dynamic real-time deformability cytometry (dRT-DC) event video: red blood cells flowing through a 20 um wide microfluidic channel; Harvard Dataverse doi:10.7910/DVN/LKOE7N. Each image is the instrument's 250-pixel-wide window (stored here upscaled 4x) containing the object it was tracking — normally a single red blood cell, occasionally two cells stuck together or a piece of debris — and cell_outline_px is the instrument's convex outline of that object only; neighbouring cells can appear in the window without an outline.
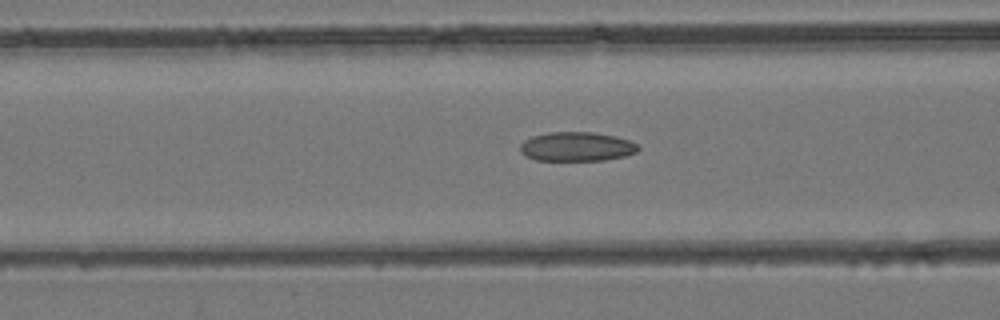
{"species": "common noctule bat (a hibernating species)", "species_latin": "Nyctalus noctula", "temperature_condition": "room temperature", "stored_images_in_passage": 33, "camera_frame_rate_fps": 3000, "um_per_image_px": 0.085, "animal": {"sex": "female", "body_mass_g": 24.6, "forearm_length_mm": 56.2}, "frame": {"image": 1, "passage_image": 6, "time_ms": 1.667, "image_size_px": [1000, 320], "cell_outline_px": [[640, 148], [636, 152], [624, 156], [604, 160], [536, 160], [524, 156], [520, 152], [520, 144], [524, 140], [532, 136], [548, 132], [592, 132], [616, 136], [628, 140], [636, 144]], "centroid_in_image_um": [48.98, 12.46], "position_along_channel_um": 117.6, "area_um2": 20.11}}
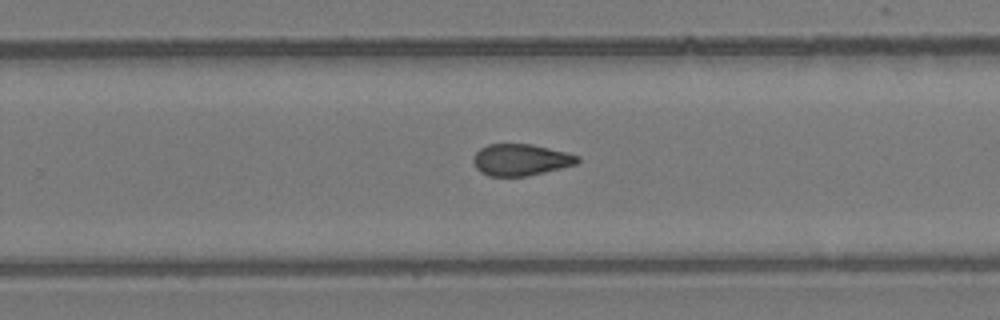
{"frame": {"image": 2, "passage_image": 17, "time_ms": 5.333, "image_size_px": [1000, 320], "cell_outline_px": [[580, 160], [576, 164], [528, 176], [488, 176], [480, 172], [476, 168], [472, 160], [476, 152], [480, 148], [488, 144], [532, 144], [580, 156]], "centroid_in_image_um": [44.23, 13.58], "position_along_channel_um": 285.6, "area_um2": 19.13}}
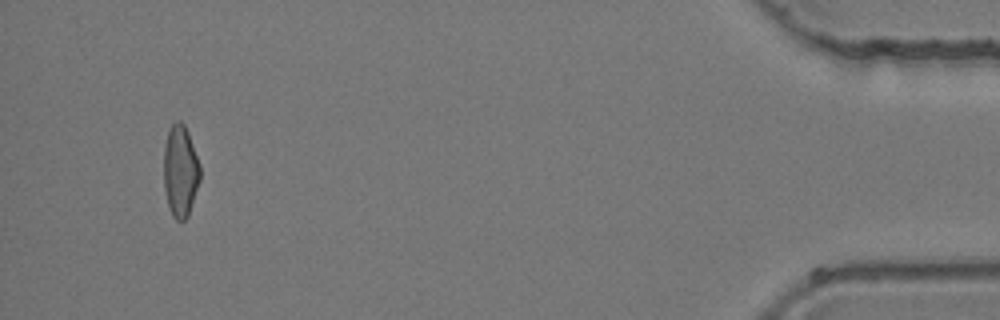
{"frame": {"image": 3, "passage_image": 31, "time_ms": 10.0, "image_size_px": [1000, 320], "cell_outline_px": [[200, 180], [188, 216], [184, 220], [176, 220], [172, 216], [168, 204], [164, 188], [164, 148], [168, 128], [176, 120], [180, 120], [184, 124], [188, 132], [200, 164]], "centroid_in_image_um": [15.33, 14.51], "position_along_channel_um": 419.9, "area_um2": 19.54}}